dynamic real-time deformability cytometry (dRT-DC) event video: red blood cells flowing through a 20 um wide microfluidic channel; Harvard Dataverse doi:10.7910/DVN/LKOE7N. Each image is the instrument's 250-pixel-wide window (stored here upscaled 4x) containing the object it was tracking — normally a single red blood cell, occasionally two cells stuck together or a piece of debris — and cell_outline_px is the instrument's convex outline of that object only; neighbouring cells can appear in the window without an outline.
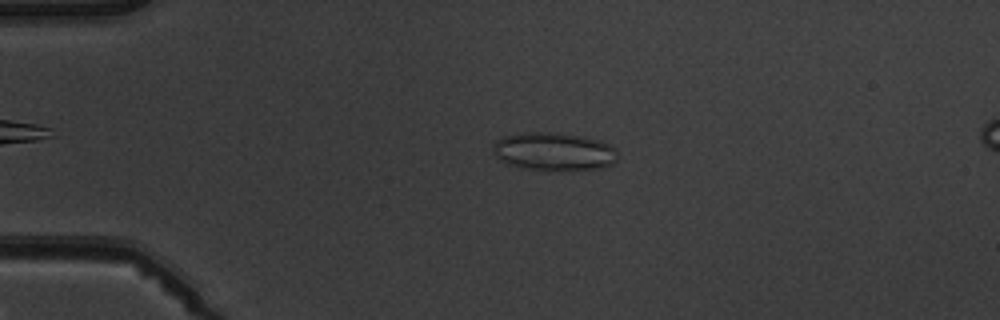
{"species": "common noctule bat (a hibernating species)", "species_latin": "Nyctalus noctula", "temperature_condition": "warm", "stored_images_in_passage": 5, "camera_frame_rate_fps": 3000, "um_per_image_px": 0.085, "animal": {"sex": "male", "body_mass_g": 19.5, "forearm_length_mm": 54.6}, "frame": {"image": 1, "passage_image": 3, "time_ms": 2.333, "image_size_px": [1000, 320], "cell_outline_px": [[616, 160], [612, 164], [600, 168], [572, 172], [552, 172], [524, 168], [508, 164], [500, 160], [492, 152], [492, 148], [496, 140], [504, 136], [528, 132], [556, 132], [600, 140], [616, 148]], "centroid_in_image_um": [47.08, 12.92], "position_along_channel_um": 37.9, "area_um2": 28.32}}